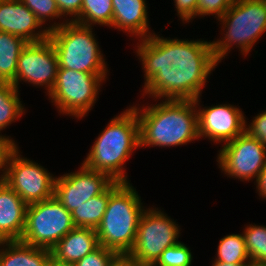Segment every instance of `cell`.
<instances>
[{
    "mask_svg": "<svg viewBox=\"0 0 266 266\" xmlns=\"http://www.w3.org/2000/svg\"><path fill=\"white\" fill-rule=\"evenodd\" d=\"M139 42L136 53L145 73L143 97L195 100L218 65L211 41L167 39L153 33Z\"/></svg>",
    "mask_w": 266,
    "mask_h": 266,
    "instance_id": "6da1fadb",
    "label": "cell"
},
{
    "mask_svg": "<svg viewBox=\"0 0 266 266\" xmlns=\"http://www.w3.org/2000/svg\"><path fill=\"white\" fill-rule=\"evenodd\" d=\"M199 99H164L159 104L142 106V109L132 106L139 119L140 147H173L199 139Z\"/></svg>",
    "mask_w": 266,
    "mask_h": 266,
    "instance_id": "7a4b0ae2",
    "label": "cell"
},
{
    "mask_svg": "<svg viewBox=\"0 0 266 266\" xmlns=\"http://www.w3.org/2000/svg\"><path fill=\"white\" fill-rule=\"evenodd\" d=\"M140 147L139 119L130 107L114 117L96 138L83 164L106 173L113 181L129 182L123 166Z\"/></svg>",
    "mask_w": 266,
    "mask_h": 266,
    "instance_id": "3957f363",
    "label": "cell"
},
{
    "mask_svg": "<svg viewBox=\"0 0 266 266\" xmlns=\"http://www.w3.org/2000/svg\"><path fill=\"white\" fill-rule=\"evenodd\" d=\"M141 197L130 182L114 181L102 221L96 228L99 245L128 255L132 250L140 217L144 212Z\"/></svg>",
    "mask_w": 266,
    "mask_h": 266,
    "instance_id": "277c9868",
    "label": "cell"
},
{
    "mask_svg": "<svg viewBox=\"0 0 266 266\" xmlns=\"http://www.w3.org/2000/svg\"><path fill=\"white\" fill-rule=\"evenodd\" d=\"M64 21L54 22L46 27L58 57L59 69L107 74L108 67L94 37L93 28L72 22L70 19Z\"/></svg>",
    "mask_w": 266,
    "mask_h": 266,
    "instance_id": "5b68a950",
    "label": "cell"
},
{
    "mask_svg": "<svg viewBox=\"0 0 266 266\" xmlns=\"http://www.w3.org/2000/svg\"><path fill=\"white\" fill-rule=\"evenodd\" d=\"M218 20L222 22L220 24L225 33L218 41H212L217 63L225 59L233 45L246 56L266 32V0H241L231 5Z\"/></svg>",
    "mask_w": 266,
    "mask_h": 266,
    "instance_id": "8992f818",
    "label": "cell"
},
{
    "mask_svg": "<svg viewBox=\"0 0 266 266\" xmlns=\"http://www.w3.org/2000/svg\"><path fill=\"white\" fill-rule=\"evenodd\" d=\"M74 228L71 212L53 196L27 206L25 229L20 241L51 250Z\"/></svg>",
    "mask_w": 266,
    "mask_h": 266,
    "instance_id": "52a82bcc",
    "label": "cell"
},
{
    "mask_svg": "<svg viewBox=\"0 0 266 266\" xmlns=\"http://www.w3.org/2000/svg\"><path fill=\"white\" fill-rule=\"evenodd\" d=\"M106 75L58 69L55 84L48 96L60 114L78 119L85 117L96 103Z\"/></svg>",
    "mask_w": 266,
    "mask_h": 266,
    "instance_id": "ba28073f",
    "label": "cell"
},
{
    "mask_svg": "<svg viewBox=\"0 0 266 266\" xmlns=\"http://www.w3.org/2000/svg\"><path fill=\"white\" fill-rule=\"evenodd\" d=\"M180 226L158 208H146L142 213L136 238L128 256L143 266H152L161 253L180 241Z\"/></svg>",
    "mask_w": 266,
    "mask_h": 266,
    "instance_id": "9c48e42d",
    "label": "cell"
},
{
    "mask_svg": "<svg viewBox=\"0 0 266 266\" xmlns=\"http://www.w3.org/2000/svg\"><path fill=\"white\" fill-rule=\"evenodd\" d=\"M17 146L9 155L2 180L27 204L54 196L55 178L40 164L22 157Z\"/></svg>",
    "mask_w": 266,
    "mask_h": 266,
    "instance_id": "30bf717a",
    "label": "cell"
},
{
    "mask_svg": "<svg viewBox=\"0 0 266 266\" xmlns=\"http://www.w3.org/2000/svg\"><path fill=\"white\" fill-rule=\"evenodd\" d=\"M224 144L217 157L224 174L240 181L256 180L266 165V147L246 131Z\"/></svg>",
    "mask_w": 266,
    "mask_h": 266,
    "instance_id": "8fae6325",
    "label": "cell"
},
{
    "mask_svg": "<svg viewBox=\"0 0 266 266\" xmlns=\"http://www.w3.org/2000/svg\"><path fill=\"white\" fill-rule=\"evenodd\" d=\"M59 64L50 39L27 43L18 57L15 81L12 85L19 90L20 81L45 86L51 92L58 74Z\"/></svg>",
    "mask_w": 266,
    "mask_h": 266,
    "instance_id": "7c38bea8",
    "label": "cell"
},
{
    "mask_svg": "<svg viewBox=\"0 0 266 266\" xmlns=\"http://www.w3.org/2000/svg\"><path fill=\"white\" fill-rule=\"evenodd\" d=\"M79 169L55 178L54 197L69 212L103 193L114 182L106 173L89 169L83 163Z\"/></svg>",
    "mask_w": 266,
    "mask_h": 266,
    "instance_id": "4fadbf2b",
    "label": "cell"
},
{
    "mask_svg": "<svg viewBox=\"0 0 266 266\" xmlns=\"http://www.w3.org/2000/svg\"><path fill=\"white\" fill-rule=\"evenodd\" d=\"M198 113L199 138H207L216 143L229 142L245 131L246 118L242 110L230 104L201 106Z\"/></svg>",
    "mask_w": 266,
    "mask_h": 266,
    "instance_id": "5bb4252c",
    "label": "cell"
},
{
    "mask_svg": "<svg viewBox=\"0 0 266 266\" xmlns=\"http://www.w3.org/2000/svg\"><path fill=\"white\" fill-rule=\"evenodd\" d=\"M42 26L36 15L20 0H0V32H7L28 43H35L49 38V30L45 27L43 29Z\"/></svg>",
    "mask_w": 266,
    "mask_h": 266,
    "instance_id": "9a60e30c",
    "label": "cell"
},
{
    "mask_svg": "<svg viewBox=\"0 0 266 266\" xmlns=\"http://www.w3.org/2000/svg\"><path fill=\"white\" fill-rule=\"evenodd\" d=\"M27 204L0 179V235L6 241L20 240L26 222Z\"/></svg>",
    "mask_w": 266,
    "mask_h": 266,
    "instance_id": "2e32d148",
    "label": "cell"
},
{
    "mask_svg": "<svg viewBox=\"0 0 266 266\" xmlns=\"http://www.w3.org/2000/svg\"><path fill=\"white\" fill-rule=\"evenodd\" d=\"M113 20L110 27L144 39L153 33L149 31L146 0H112Z\"/></svg>",
    "mask_w": 266,
    "mask_h": 266,
    "instance_id": "e0dca14e",
    "label": "cell"
},
{
    "mask_svg": "<svg viewBox=\"0 0 266 266\" xmlns=\"http://www.w3.org/2000/svg\"><path fill=\"white\" fill-rule=\"evenodd\" d=\"M98 246L95 229L75 227L51 249V254L57 260L76 263Z\"/></svg>",
    "mask_w": 266,
    "mask_h": 266,
    "instance_id": "ac0fdd59",
    "label": "cell"
},
{
    "mask_svg": "<svg viewBox=\"0 0 266 266\" xmlns=\"http://www.w3.org/2000/svg\"><path fill=\"white\" fill-rule=\"evenodd\" d=\"M2 247L0 266H48L52 256L51 250L28 245L20 240L6 241Z\"/></svg>",
    "mask_w": 266,
    "mask_h": 266,
    "instance_id": "d6986e66",
    "label": "cell"
},
{
    "mask_svg": "<svg viewBox=\"0 0 266 266\" xmlns=\"http://www.w3.org/2000/svg\"><path fill=\"white\" fill-rule=\"evenodd\" d=\"M27 43L21 37L0 32V82L15 81L18 57Z\"/></svg>",
    "mask_w": 266,
    "mask_h": 266,
    "instance_id": "ffe728a7",
    "label": "cell"
},
{
    "mask_svg": "<svg viewBox=\"0 0 266 266\" xmlns=\"http://www.w3.org/2000/svg\"><path fill=\"white\" fill-rule=\"evenodd\" d=\"M110 197V186L71 212L75 227L95 229L102 221Z\"/></svg>",
    "mask_w": 266,
    "mask_h": 266,
    "instance_id": "44dd1931",
    "label": "cell"
},
{
    "mask_svg": "<svg viewBox=\"0 0 266 266\" xmlns=\"http://www.w3.org/2000/svg\"><path fill=\"white\" fill-rule=\"evenodd\" d=\"M112 20V0H83L80 15L73 22L90 27L93 24L109 27Z\"/></svg>",
    "mask_w": 266,
    "mask_h": 266,
    "instance_id": "7402d4cb",
    "label": "cell"
},
{
    "mask_svg": "<svg viewBox=\"0 0 266 266\" xmlns=\"http://www.w3.org/2000/svg\"><path fill=\"white\" fill-rule=\"evenodd\" d=\"M18 92L12 83L0 82V132L25 113Z\"/></svg>",
    "mask_w": 266,
    "mask_h": 266,
    "instance_id": "603a6c76",
    "label": "cell"
},
{
    "mask_svg": "<svg viewBox=\"0 0 266 266\" xmlns=\"http://www.w3.org/2000/svg\"><path fill=\"white\" fill-rule=\"evenodd\" d=\"M216 256L214 261L249 263L251 260L249 259L243 233L227 235L220 239Z\"/></svg>",
    "mask_w": 266,
    "mask_h": 266,
    "instance_id": "cb8c5ba5",
    "label": "cell"
},
{
    "mask_svg": "<svg viewBox=\"0 0 266 266\" xmlns=\"http://www.w3.org/2000/svg\"><path fill=\"white\" fill-rule=\"evenodd\" d=\"M243 235L249 259L256 263H266V226L248 225Z\"/></svg>",
    "mask_w": 266,
    "mask_h": 266,
    "instance_id": "d4e9b609",
    "label": "cell"
},
{
    "mask_svg": "<svg viewBox=\"0 0 266 266\" xmlns=\"http://www.w3.org/2000/svg\"><path fill=\"white\" fill-rule=\"evenodd\" d=\"M192 260L189 247L179 242L166 248L152 266H191Z\"/></svg>",
    "mask_w": 266,
    "mask_h": 266,
    "instance_id": "484cf974",
    "label": "cell"
},
{
    "mask_svg": "<svg viewBox=\"0 0 266 266\" xmlns=\"http://www.w3.org/2000/svg\"><path fill=\"white\" fill-rule=\"evenodd\" d=\"M30 11H32L41 24L56 18L63 17L55 0H20ZM52 18V19H51ZM48 19V20H47Z\"/></svg>",
    "mask_w": 266,
    "mask_h": 266,
    "instance_id": "4316f807",
    "label": "cell"
},
{
    "mask_svg": "<svg viewBox=\"0 0 266 266\" xmlns=\"http://www.w3.org/2000/svg\"><path fill=\"white\" fill-rule=\"evenodd\" d=\"M117 256L115 251L99 245L75 264L76 266H109Z\"/></svg>",
    "mask_w": 266,
    "mask_h": 266,
    "instance_id": "83f0119b",
    "label": "cell"
},
{
    "mask_svg": "<svg viewBox=\"0 0 266 266\" xmlns=\"http://www.w3.org/2000/svg\"><path fill=\"white\" fill-rule=\"evenodd\" d=\"M230 6L226 0H198L197 16L215 15L219 19L228 11Z\"/></svg>",
    "mask_w": 266,
    "mask_h": 266,
    "instance_id": "f1b7e54d",
    "label": "cell"
},
{
    "mask_svg": "<svg viewBox=\"0 0 266 266\" xmlns=\"http://www.w3.org/2000/svg\"><path fill=\"white\" fill-rule=\"evenodd\" d=\"M245 131L266 147V111H262L256 117H253L248 126L245 124Z\"/></svg>",
    "mask_w": 266,
    "mask_h": 266,
    "instance_id": "f546056e",
    "label": "cell"
},
{
    "mask_svg": "<svg viewBox=\"0 0 266 266\" xmlns=\"http://www.w3.org/2000/svg\"><path fill=\"white\" fill-rule=\"evenodd\" d=\"M174 3L175 10L183 23H189L194 17L196 18L198 0H174Z\"/></svg>",
    "mask_w": 266,
    "mask_h": 266,
    "instance_id": "4dcf8cb0",
    "label": "cell"
},
{
    "mask_svg": "<svg viewBox=\"0 0 266 266\" xmlns=\"http://www.w3.org/2000/svg\"><path fill=\"white\" fill-rule=\"evenodd\" d=\"M15 141L12 138L6 137L0 134V171L3 173L0 175V179L3 178L7 161L10 153L17 147Z\"/></svg>",
    "mask_w": 266,
    "mask_h": 266,
    "instance_id": "1f68e13d",
    "label": "cell"
},
{
    "mask_svg": "<svg viewBox=\"0 0 266 266\" xmlns=\"http://www.w3.org/2000/svg\"><path fill=\"white\" fill-rule=\"evenodd\" d=\"M59 8V12L64 16H71L70 21H74L81 12L83 0H55Z\"/></svg>",
    "mask_w": 266,
    "mask_h": 266,
    "instance_id": "d6a6232c",
    "label": "cell"
},
{
    "mask_svg": "<svg viewBox=\"0 0 266 266\" xmlns=\"http://www.w3.org/2000/svg\"><path fill=\"white\" fill-rule=\"evenodd\" d=\"M109 266H143L128 255H118Z\"/></svg>",
    "mask_w": 266,
    "mask_h": 266,
    "instance_id": "836d02e7",
    "label": "cell"
},
{
    "mask_svg": "<svg viewBox=\"0 0 266 266\" xmlns=\"http://www.w3.org/2000/svg\"><path fill=\"white\" fill-rule=\"evenodd\" d=\"M256 188L259 192V196L266 199V165L259 173L258 178L256 179Z\"/></svg>",
    "mask_w": 266,
    "mask_h": 266,
    "instance_id": "e575fe53",
    "label": "cell"
},
{
    "mask_svg": "<svg viewBox=\"0 0 266 266\" xmlns=\"http://www.w3.org/2000/svg\"><path fill=\"white\" fill-rule=\"evenodd\" d=\"M48 266H76V264L70 263V262H63V261L57 260L53 256H51V259L49 261Z\"/></svg>",
    "mask_w": 266,
    "mask_h": 266,
    "instance_id": "d590c367",
    "label": "cell"
},
{
    "mask_svg": "<svg viewBox=\"0 0 266 266\" xmlns=\"http://www.w3.org/2000/svg\"><path fill=\"white\" fill-rule=\"evenodd\" d=\"M248 263H226L221 261H213L212 266H247Z\"/></svg>",
    "mask_w": 266,
    "mask_h": 266,
    "instance_id": "8d00e7d4",
    "label": "cell"
},
{
    "mask_svg": "<svg viewBox=\"0 0 266 266\" xmlns=\"http://www.w3.org/2000/svg\"><path fill=\"white\" fill-rule=\"evenodd\" d=\"M247 266H266V263H256V262H252L250 261Z\"/></svg>",
    "mask_w": 266,
    "mask_h": 266,
    "instance_id": "74e56055",
    "label": "cell"
},
{
    "mask_svg": "<svg viewBox=\"0 0 266 266\" xmlns=\"http://www.w3.org/2000/svg\"><path fill=\"white\" fill-rule=\"evenodd\" d=\"M230 5H235L239 3L241 0H226Z\"/></svg>",
    "mask_w": 266,
    "mask_h": 266,
    "instance_id": "f35d334b",
    "label": "cell"
},
{
    "mask_svg": "<svg viewBox=\"0 0 266 266\" xmlns=\"http://www.w3.org/2000/svg\"><path fill=\"white\" fill-rule=\"evenodd\" d=\"M6 243V240L0 235V248Z\"/></svg>",
    "mask_w": 266,
    "mask_h": 266,
    "instance_id": "ab89813d",
    "label": "cell"
}]
</instances>
